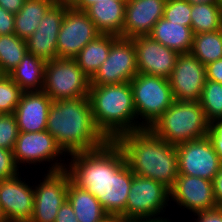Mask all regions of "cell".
<instances>
[{
	"label": "cell",
	"mask_w": 222,
	"mask_h": 222,
	"mask_svg": "<svg viewBox=\"0 0 222 222\" xmlns=\"http://www.w3.org/2000/svg\"><path fill=\"white\" fill-rule=\"evenodd\" d=\"M69 155L72 159L66 170L71 181L94 195L108 215L126 219L133 172L116 142L109 141L99 149Z\"/></svg>",
	"instance_id": "6da1fadb"
},
{
	"label": "cell",
	"mask_w": 222,
	"mask_h": 222,
	"mask_svg": "<svg viewBox=\"0 0 222 222\" xmlns=\"http://www.w3.org/2000/svg\"><path fill=\"white\" fill-rule=\"evenodd\" d=\"M46 130L68 156L99 149L109 142L95 124L88 96L52 101Z\"/></svg>",
	"instance_id": "7a4b0ae2"
},
{
	"label": "cell",
	"mask_w": 222,
	"mask_h": 222,
	"mask_svg": "<svg viewBox=\"0 0 222 222\" xmlns=\"http://www.w3.org/2000/svg\"><path fill=\"white\" fill-rule=\"evenodd\" d=\"M115 142L135 175L172 188L179 176L176 146L161 139L150 128L122 134Z\"/></svg>",
	"instance_id": "3957f363"
},
{
	"label": "cell",
	"mask_w": 222,
	"mask_h": 222,
	"mask_svg": "<svg viewBox=\"0 0 222 222\" xmlns=\"http://www.w3.org/2000/svg\"><path fill=\"white\" fill-rule=\"evenodd\" d=\"M88 97L95 124L109 141L142 129L136 116L130 82L91 85Z\"/></svg>",
	"instance_id": "277c9868"
},
{
	"label": "cell",
	"mask_w": 222,
	"mask_h": 222,
	"mask_svg": "<svg viewBox=\"0 0 222 222\" xmlns=\"http://www.w3.org/2000/svg\"><path fill=\"white\" fill-rule=\"evenodd\" d=\"M150 129L167 143L177 146L206 137L209 122L199 102L174 100Z\"/></svg>",
	"instance_id": "5b68a950"
},
{
	"label": "cell",
	"mask_w": 222,
	"mask_h": 222,
	"mask_svg": "<svg viewBox=\"0 0 222 222\" xmlns=\"http://www.w3.org/2000/svg\"><path fill=\"white\" fill-rule=\"evenodd\" d=\"M130 85L136 116L140 121L142 118L141 127L150 128L174 102L169 80L138 73Z\"/></svg>",
	"instance_id": "8992f818"
},
{
	"label": "cell",
	"mask_w": 222,
	"mask_h": 222,
	"mask_svg": "<svg viewBox=\"0 0 222 222\" xmlns=\"http://www.w3.org/2000/svg\"><path fill=\"white\" fill-rule=\"evenodd\" d=\"M91 79L74 58L46 62L43 91L53 100L75 99L89 94Z\"/></svg>",
	"instance_id": "52a82bcc"
},
{
	"label": "cell",
	"mask_w": 222,
	"mask_h": 222,
	"mask_svg": "<svg viewBox=\"0 0 222 222\" xmlns=\"http://www.w3.org/2000/svg\"><path fill=\"white\" fill-rule=\"evenodd\" d=\"M170 189L156 180L133 173L132 184L126 202V219L171 222L158 216L169 205ZM163 211V212H162Z\"/></svg>",
	"instance_id": "ba28073f"
},
{
	"label": "cell",
	"mask_w": 222,
	"mask_h": 222,
	"mask_svg": "<svg viewBox=\"0 0 222 222\" xmlns=\"http://www.w3.org/2000/svg\"><path fill=\"white\" fill-rule=\"evenodd\" d=\"M63 154H67L58 145L55 138L47 131L40 132H19L16 144L13 150L15 163L23 164H43L55 162L49 166L47 172L59 171L66 169V163L58 162ZM61 155V156H60ZM58 157H60L58 159ZM57 161V162H56ZM62 162V163H61Z\"/></svg>",
	"instance_id": "9c48e42d"
},
{
	"label": "cell",
	"mask_w": 222,
	"mask_h": 222,
	"mask_svg": "<svg viewBox=\"0 0 222 222\" xmlns=\"http://www.w3.org/2000/svg\"><path fill=\"white\" fill-rule=\"evenodd\" d=\"M138 74L133 40L118 36L112 43L108 58L91 78V85H113L130 82Z\"/></svg>",
	"instance_id": "30bf717a"
},
{
	"label": "cell",
	"mask_w": 222,
	"mask_h": 222,
	"mask_svg": "<svg viewBox=\"0 0 222 222\" xmlns=\"http://www.w3.org/2000/svg\"><path fill=\"white\" fill-rule=\"evenodd\" d=\"M179 175H188L213 181L222 160L215 152L208 136L176 146Z\"/></svg>",
	"instance_id": "8fae6325"
},
{
	"label": "cell",
	"mask_w": 222,
	"mask_h": 222,
	"mask_svg": "<svg viewBox=\"0 0 222 222\" xmlns=\"http://www.w3.org/2000/svg\"><path fill=\"white\" fill-rule=\"evenodd\" d=\"M34 187V207L29 222H55L57 213L67 200L70 175L66 169L47 172Z\"/></svg>",
	"instance_id": "7c38bea8"
},
{
	"label": "cell",
	"mask_w": 222,
	"mask_h": 222,
	"mask_svg": "<svg viewBox=\"0 0 222 222\" xmlns=\"http://www.w3.org/2000/svg\"><path fill=\"white\" fill-rule=\"evenodd\" d=\"M101 33L84 11L69 7L57 39V57L75 58L78 53Z\"/></svg>",
	"instance_id": "4fadbf2b"
},
{
	"label": "cell",
	"mask_w": 222,
	"mask_h": 222,
	"mask_svg": "<svg viewBox=\"0 0 222 222\" xmlns=\"http://www.w3.org/2000/svg\"><path fill=\"white\" fill-rule=\"evenodd\" d=\"M168 80L174 100L199 102L206 81V66L191 52L180 54Z\"/></svg>",
	"instance_id": "5bb4252c"
},
{
	"label": "cell",
	"mask_w": 222,
	"mask_h": 222,
	"mask_svg": "<svg viewBox=\"0 0 222 222\" xmlns=\"http://www.w3.org/2000/svg\"><path fill=\"white\" fill-rule=\"evenodd\" d=\"M67 0L57 1L44 15L37 30L26 41L27 52L45 62L57 58V39L69 8Z\"/></svg>",
	"instance_id": "9a60e30c"
},
{
	"label": "cell",
	"mask_w": 222,
	"mask_h": 222,
	"mask_svg": "<svg viewBox=\"0 0 222 222\" xmlns=\"http://www.w3.org/2000/svg\"><path fill=\"white\" fill-rule=\"evenodd\" d=\"M132 40L136 50L138 73L169 79L180 54L149 35L134 37Z\"/></svg>",
	"instance_id": "2e32d148"
},
{
	"label": "cell",
	"mask_w": 222,
	"mask_h": 222,
	"mask_svg": "<svg viewBox=\"0 0 222 222\" xmlns=\"http://www.w3.org/2000/svg\"><path fill=\"white\" fill-rule=\"evenodd\" d=\"M21 179L18 174L0 180V206L8 222H29L33 214L34 187Z\"/></svg>",
	"instance_id": "e0dca14e"
},
{
	"label": "cell",
	"mask_w": 222,
	"mask_h": 222,
	"mask_svg": "<svg viewBox=\"0 0 222 222\" xmlns=\"http://www.w3.org/2000/svg\"><path fill=\"white\" fill-rule=\"evenodd\" d=\"M170 198L180 205L179 208L183 207L193 214L218 207L212 181L195 176L179 175L170 189Z\"/></svg>",
	"instance_id": "ac0fdd59"
},
{
	"label": "cell",
	"mask_w": 222,
	"mask_h": 222,
	"mask_svg": "<svg viewBox=\"0 0 222 222\" xmlns=\"http://www.w3.org/2000/svg\"><path fill=\"white\" fill-rule=\"evenodd\" d=\"M167 0H127L123 33L120 37L149 35L156 22L163 18Z\"/></svg>",
	"instance_id": "d6986e66"
},
{
	"label": "cell",
	"mask_w": 222,
	"mask_h": 222,
	"mask_svg": "<svg viewBox=\"0 0 222 222\" xmlns=\"http://www.w3.org/2000/svg\"><path fill=\"white\" fill-rule=\"evenodd\" d=\"M52 101L44 91L24 92L14 111L19 132L45 131Z\"/></svg>",
	"instance_id": "ffe728a7"
},
{
	"label": "cell",
	"mask_w": 222,
	"mask_h": 222,
	"mask_svg": "<svg viewBox=\"0 0 222 222\" xmlns=\"http://www.w3.org/2000/svg\"><path fill=\"white\" fill-rule=\"evenodd\" d=\"M127 0L99 1L84 12L101 34L121 36Z\"/></svg>",
	"instance_id": "44dd1931"
},
{
	"label": "cell",
	"mask_w": 222,
	"mask_h": 222,
	"mask_svg": "<svg viewBox=\"0 0 222 222\" xmlns=\"http://www.w3.org/2000/svg\"><path fill=\"white\" fill-rule=\"evenodd\" d=\"M193 35L191 27L170 22L165 18H160L149 34L152 39L179 54L191 52Z\"/></svg>",
	"instance_id": "7402d4cb"
},
{
	"label": "cell",
	"mask_w": 222,
	"mask_h": 222,
	"mask_svg": "<svg viewBox=\"0 0 222 222\" xmlns=\"http://www.w3.org/2000/svg\"><path fill=\"white\" fill-rule=\"evenodd\" d=\"M46 62L26 52L21 62L8 74L24 92L43 91Z\"/></svg>",
	"instance_id": "603a6c76"
},
{
	"label": "cell",
	"mask_w": 222,
	"mask_h": 222,
	"mask_svg": "<svg viewBox=\"0 0 222 222\" xmlns=\"http://www.w3.org/2000/svg\"><path fill=\"white\" fill-rule=\"evenodd\" d=\"M67 201L79 222H100L108 216L94 195L79 188L71 180L68 184Z\"/></svg>",
	"instance_id": "cb8c5ba5"
},
{
	"label": "cell",
	"mask_w": 222,
	"mask_h": 222,
	"mask_svg": "<svg viewBox=\"0 0 222 222\" xmlns=\"http://www.w3.org/2000/svg\"><path fill=\"white\" fill-rule=\"evenodd\" d=\"M56 2L57 0H25L14 17V34L24 40L30 37Z\"/></svg>",
	"instance_id": "d4e9b609"
},
{
	"label": "cell",
	"mask_w": 222,
	"mask_h": 222,
	"mask_svg": "<svg viewBox=\"0 0 222 222\" xmlns=\"http://www.w3.org/2000/svg\"><path fill=\"white\" fill-rule=\"evenodd\" d=\"M116 35L100 34L90 41L74 58L81 70L91 79L108 58Z\"/></svg>",
	"instance_id": "484cf974"
},
{
	"label": "cell",
	"mask_w": 222,
	"mask_h": 222,
	"mask_svg": "<svg viewBox=\"0 0 222 222\" xmlns=\"http://www.w3.org/2000/svg\"><path fill=\"white\" fill-rule=\"evenodd\" d=\"M191 28L193 34L222 29V4L200 3L192 5Z\"/></svg>",
	"instance_id": "4316f807"
},
{
	"label": "cell",
	"mask_w": 222,
	"mask_h": 222,
	"mask_svg": "<svg viewBox=\"0 0 222 222\" xmlns=\"http://www.w3.org/2000/svg\"><path fill=\"white\" fill-rule=\"evenodd\" d=\"M191 53L204 66L222 59V29L194 34Z\"/></svg>",
	"instance_id": "83f0119b"
},
{
	"label": "cell",
	"mask_w": 222,
	"mask_h": 222,
	"mask_svg": "<svg viewBox=\"0 0 222 222\" xmlns=\"http://www.w3.org/2000/svg\"><path fill=\"white\" fill-rule=\"evenodd\" d=\"M27 52L26 41L15 34L0 35V74H9Z\"/></svg>",
	"instance_id": "f1b7e54d"
},
{
	"label": "cell",
	"mask_w": 222,
	"mask_h": 222,
	"mask_svg": "<svg viewBox=\"0 0 222 222\" xmlns=\"http://www.w3.org/2000/svg\"><path fill=\"white\" fill-rule=\"evenodd\" d=\"M199 103L209 123L222 120V84L206 80Z\"/></svg>",
	"instance_id": "f546056e"
},
{
	"label": "cell",
	"mask_w": 222,
	"mask_h": 222,
	"mask_svg": "<svg viewBox=\"0 0 222 222\" xmlns=\"http://www.w3.org/2000/svg\"><path fill=\"white\" fill-rule=\"evenodd\" d=\"M24 91L7 74H0V114L14 113Z\"/></svg>",
	"instance_id": "4dcf8cb0"
},
{
	"label": "cell",
	"mask_w": 222,
	"mask_h": 222,
	"mask_svg": "<svg viewBox=\"0 0 222 222\" xmlns=\"http://www.w3.org/2000/svg\"><path fill=\"white\" fill-rule=\"evenodd\" d=\"M191 9L192 4L187 0H167L163 18L170 22L191 27Z\"/></svg>",
	"instance_id": "1f68e13d"
},
{
	"label": "cell",
	"mask_w": 222,
	"mask_h": 222,
	"mask_svg": "<svg viewBox=\"0 0 222 222\" xmlns=\"http://www.w3.org/2000/svg\"><path fill=\"white\" fill-rule=\"evenodd\" d=\"M18 134L14 113L0 114V148L13 151Z\"/></svg>",
	"instance_id": "d6a6232c"
},
{
	"label": "cell",
	"mask_w": 222,
	"mask_h": 222,
	"mask_svg": "<svg viewBox=\"0 0 222 222\" xmlns=\"http://www.w3.org/2000/svg\"><path fill=\"white\" fill-rule=\"evenodd\" d=\"M20 166L14 160L13 151L0 148V180L10 179L19 174Z\"/></svg>",
	"instance_id": "836d02e7"
},
{
	"label": "cell",
	"mask_w": 222,
	"mask_h": 222,
	"mask_svg": "<svg viewBox=\"0 0 222 222\" xmlns=\"http://www.w3.org/2000/svg\"><path fill=\"white\" fill-rule=\"evenodd\" d=\"M215 152L222 160V120H215L209 123V131L207 133Z\"/></svg>",
	"instance_id": "e575fe53"
},
{
	"label": "cell",
	"mask_w": 222,
	"mask_h": 222,
	"mask_svg": "<svg viewBox=\"0 0 222 222\" xmlns=\"http://www.w3.org/2000/svg\"><path fill=\"white\" fill-rule=\"evenodd\" d=\"M14 17L0 6V35L14 34Z\"/></svg>",
	"instance_id": "d590c367"
},
{
	"label": "cell",
	"mask_w": 222,
	"mask_h": 222,
	"mask_svg": "<svg viewBox=\"0 0 222 222\" xmlns=\"http://www.w3.org/2000/svg\"><path fill=\"white\" fill-rule=\"evenodd\" d=\"M194 214V216L198 217L196 222H222V207H216Z\"/></svg>",
	"instance_id": "8d00e7d4"
},
{
	"label": "cell",
	"mask_w": 222,
	"mask_h": 222,
	"mask_svg": "<svg viewBox=\"0 0 222 222\" xmlns=\"http://www.w3.org/2000/svg\"><path fill=\"white\" fill-rule=\"evenodd\" d=\"M206 80L222 84V59H218L206 65Z\"/></svg>",
	"instance_id": "74e56055"
},
{
	"label": "cell",
	"mask_w": 222,
	"mask_h": 222,
	"mask_svg": "<svg viewBox=\"0 0 222 222\" xmlns=\"http://www.w3.org/2000/svg\"><path fill=\"white\" fill-rule=\"evenodd\" d=\"M55 222H79L75 216L72 206L67 200L60 207Z\"/></svg>",
	"instance_id": "f35d334b"
},
{
	"label": "cell",
	"mask_w": 222,
	"mask_h": 222,
	"mask_svg": "<svg viewBox=\"0 0 222 222\" xmlns=\"http://www.w3.org/2000/svg\"><path fill=\"white\" fill-rule=\"evenodd\" d=\"M212 183L215 202L218 207H222V165Z\"/></svg>",
	"instance_id": "ab89813d"
},
{
	"label": "cell",
	"mask_w": 222,
	"mask_h": 222,
	"mask_svg": "<svg viewBox=\"0 0 222 222\" xmlns=\"http://www.w3.org/2000/svg\"><path fill=\"white\" fill-rule=\"evenodd\" d=\"M25 0H0V6L6 11L16 14L23 6Z\"/></svg>",
	"instance_id": "60d3db41"
},
{
	"label": "cell",
	"mask_w": 222,
	"mask_h": 222,
	"mask_svg": "<svg viewBox=\"0 0 222 222\" xmlns=\"http://www.w3.org/2000/svg\"><path fill=\"white\" fill-rule=\"evenodd\" d=\"M71 8L85 11L88 7L92 6L99 1H110V0H67Z\"/></svg>",
	"instance_id": "b9f144b4"
},
{
	"label": "cell",
	"mask_w": 222,
	"mask_h": 222,
	"mask_svg": "<svg viewBox=\"0 0 222 222\" xmlns=\"http://www.w3.org/2000/svg\"><path fill=\"white\" fill-rule=\"evenodd\" d=\"M190 4L210 3V4H222V0H187Z\"/></svg>",
	"instance_id": "7bdbcfd3"
},
{
	"label": "cell",
	"mask_w": 222,
	"mask_h": 222,
	"mask_svg": "<svg viewBox=\"0 0 222 222\" xmlns=\"http://www.w3.org/2000/svg\"><path fill=\"white\" fill-rule=\"evenodd\" d=\"M100 222H119L118 215H108Z\"/></svg>",
	"instance_id": "ee69618b"
},
{
	"label": "cell",
	"mask_w": 222,
	"mask_h": 222,
	"mask_svg": "<svg viewBox=\"0 0 222 222\" xmlns=\"http://www.w3.org/2000/svg\"><path fill=\"white\" fill-rule=\"evenodd\" d=\"M119 222H158V221H150V220H138V219H125L119 216Z\"/></svg>",
	"instance_id": "f6af8a7d"
},
{
	"label": "cell",
	"mask_w": 222,
	"mask_h": 222,
	"mask_svg": "<svg viewBox=\"0 0 222 222\" xmlns=\"http://www.w3.org/2000/svg\"><path fill=\"white\" fill-rule=\"evenodd\" d=\"M0 222H8L2 212L1 206H0Z\"/></svg>",
	"instance_id": "bcb514c9"
}]
</instances>
